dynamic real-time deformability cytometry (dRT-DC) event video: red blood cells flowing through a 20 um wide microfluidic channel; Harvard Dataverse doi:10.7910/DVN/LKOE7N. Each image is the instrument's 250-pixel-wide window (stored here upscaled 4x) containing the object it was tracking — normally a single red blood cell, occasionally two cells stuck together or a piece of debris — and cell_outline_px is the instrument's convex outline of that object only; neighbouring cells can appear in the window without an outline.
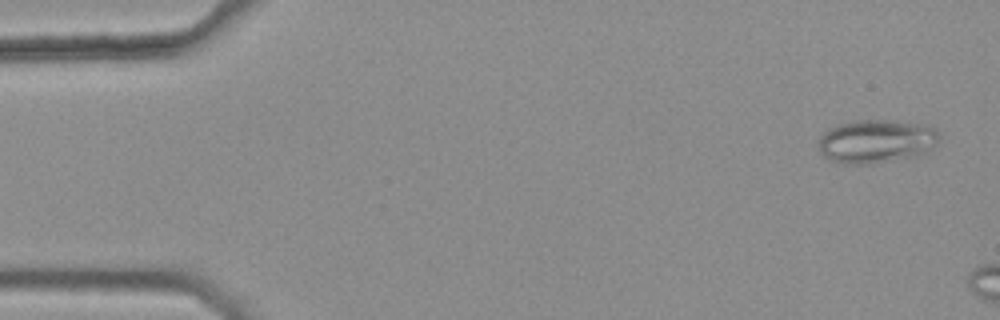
{"species": "common noctule bat (a hibernating species)", "species_latin": "Nyctalus noctula", "temperature_condition": "warm", "stored_images_in_passage": 7, "camera_frame_rate_fps": 3000, "um_per_image_px": 0.085, "animal": {"sex": "female", "body_mass_g": 25.1}, "frame": {"image": 1, "passage_image": 2, "time_ms": 0.333, "image_size_px": [1000, 320], "cell_outline_px": [[940, 132], [936, 144], [928, 156], [876, 164], [844, 164], [828, 160], [820, 152], [816, 144], [820, 136], [828, 128], [852, 120], [892, 120], [920, 124], [936, 128]], "centroid_in_image_um": [74.53, 12.05], "position_along_channel_um": 10.5, "area_um2": 31.85}}